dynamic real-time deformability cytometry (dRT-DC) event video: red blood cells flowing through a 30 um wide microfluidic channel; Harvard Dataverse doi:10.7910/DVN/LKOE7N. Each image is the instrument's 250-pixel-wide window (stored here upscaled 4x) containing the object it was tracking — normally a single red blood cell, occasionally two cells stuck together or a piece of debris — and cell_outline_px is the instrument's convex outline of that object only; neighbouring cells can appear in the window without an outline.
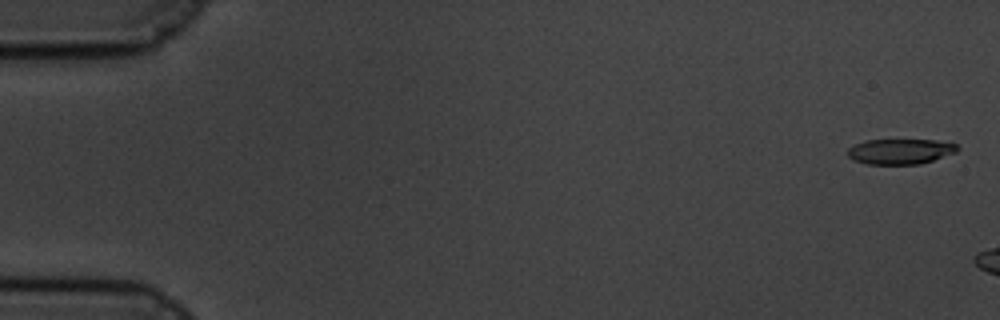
{"species": "common noctule bat (a hibernating species)", "species_latin": "Nyctalus noctula", "temperature_condition": "cold", "stored_images_in_passage": 8, "camera_frame_rate_fps": 3000, "um_per_image_px": 0.085, "animal": {"sex": "male", "body_mass_g": 19.5, "forearm_length_mm": 54.6}, "frame": {"image": 1, "passage_image": 2, "time_ms": 0.333, "image_size_px": [1000, 320], "cell_outline_px": [[960, 148], [956, 152], [920, 164], [868, 164], [852, 160], [848, 156], [848, 148], [864, 140], [936, 140], [956, 144]], "centroid_in_image_um": [76.51, 12.87], "position_along_channel_um": 8.5, "area_um2": 16.13}}